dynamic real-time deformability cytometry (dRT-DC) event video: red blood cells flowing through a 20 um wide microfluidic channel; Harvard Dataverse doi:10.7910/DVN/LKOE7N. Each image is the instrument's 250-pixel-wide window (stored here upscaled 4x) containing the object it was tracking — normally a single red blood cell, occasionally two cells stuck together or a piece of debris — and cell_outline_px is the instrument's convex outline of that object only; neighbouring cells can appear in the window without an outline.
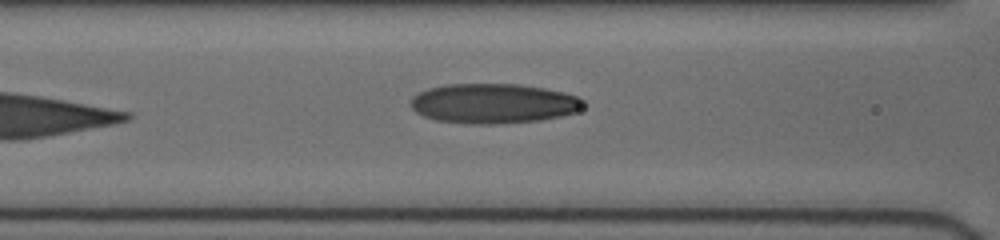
{"species": "human", "species_latin": "Homo sapiens", "temperature_condition": "cold", "stored_images_in_passage": 6, "camera_frame_rate_fps": 3000, "um_per_image_px": 0.085, "donor": {"sex": "female"}, "frame": {"image": 1, "passage_image": 6, "time_ms": 3.667, "image_size_px": [1000, 240], "cell_outline_px": [[584, 104], [576, 112], [560, 116], [540, 120], [492, 124], [472, 124], [436, 120], [424, 116], [416, 112], [408, 104], [412, 96], [428, 88], [444, 84], [516, 84], [544, 88], [564, 92], [576, 96], [584, 100]], "centroid_in_image_um": [41.9, 8.79], "position_along_channel_um": 124.7, "area_um2": 40.11}}